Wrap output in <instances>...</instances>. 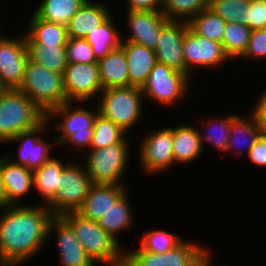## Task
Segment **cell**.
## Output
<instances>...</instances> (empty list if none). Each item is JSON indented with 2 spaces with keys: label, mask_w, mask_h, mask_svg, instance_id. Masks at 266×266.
I'll return each mask as SVG.
<instances>
[{
  "label": "cell",
  "mask_w": 266,
  "mask_h": 266,
  "mask_svg": "<svg viewBox=\"0 0 266 266\" xmlns=\"http://www.w3.org/2000/svg\"><path fill=\"white\" fill-rule=\"evenodd\" d=\"M0 214V266H22L50 239L48 225L54 215L43 203L9 205Z\"/></svg>",
  "instance_id": "6da1fadb"
},
{
  "label": "cell",
  "mask_w": 266,
  "mask_h": 266,
  "mask_svg": "<svg viewBox=\"0 0 266 266\" xmlns=\"http://www.w3.org/2000/svg\"><path fill=\"white\" fill-rule=\"evenodd\" d=\"M61 217L72 227L77 240L95 265H124L122 243L105 232L97 221L85 218L76 211L64 213Z\"/></svg>",
  "instance_id": "7a4b0ae2"
},
{
  "label": "cell",
  "mask_w": 266,
  "mask_h": 266,
  "mask_svg": "<svg viewBox=\"0 0 266 266\" xmlns=\"http://www.w3.org/2000/svg\"><path fill=\"white\" fill-rule=\"evenodd\" d=\"M94 102L96 108L93 111L88 108L86 109L84 105L79 106L80 102L77 104L76 102H67L53 108L47 114V119L51 122L50 124H52L54 118L56 120V117L61 119H58L57 123H55V130L58 131L55 133H59V136L55 137V141L59 146L66 145L70 146L72 150L78 148V151L83 149L85 152L87 147L89 149L94 135V119L99 113L96 101Z\"/></svg>",
  "instance_id": "3957f363"
},
{
  "label": "cell",
  "mask_w": 266,
  "mask_h": 266,
  "mask_svg": "<svg viewBox=\"0 0 266 266\" xmlns=\"http://www.w3.org/2000/svg\"><path fill=\"white\" fill-rule=\"evenodd\" d=\"M47 115L18 89H8L0 96V143L6 144L20 133L42 124Z\"/></svg>",
  "instance_id": "277c9868"
},
{
  "label": "cell",
  "mask_w": 266,
  "mask_h": 266,
  "mask_svg": "<svg viewBox=\"0 0 266 266\" xmlns=\"http://www.w3.org/2000/svg\"><path fill=\"white\" fill-rule=\"evenodd\" d=\"M17 89L25 93L46 115L53 108L68 102L62 74L48 70L29 59L25 65L22 83Z\"/></svg>",
  "instance_id": "5b68a950"
},
{
  "label": "cell",
  "mask_w": 266,
  "mask_h": 266,
  "mask_svg": "<svg viewBox=\"0 0 266 266\" xmlns=\"http://www.w3.org/2000/svg\"><path fill=\"white\" fill-rule=\"evenodd\" d=\"M95 99L98 112L127 134L143 117L144 96L139 87L103 89Z\"/></svg>",
  "instance_id": "8992f818"
},
{
  "label": "cell",
  "mask_w": 266,
  "mask_h": 266,
  "mask_svg": "<svg viewBox=\"0 0 266 266\" xmlns=\"http://www.w3.org/2000/svg\"><path fill=\"white\" fill-rule=\"evenodd\" d=\"M128 137L122 142L101 149H89L83 154L85 168L93 184H121L128 170L130 153ZM124 183V184H123Z\"/></svg>",
  "instance_id": "52a82bcc"
},
{
  "label": "cell",
  "mask_w": 266,
  "mask_h": 266,
  "mask_svg": "<svg viewBox=\"0 0 266 266\" xmlns=\"http://www.w3.org/2000/svg\"><path fill=\"white\" fill-rule=\"evenodd\" d=\"M190 80L186 73L157 62L141 89L144 98L162 106H172L183 101L190 92Z\"/></svg>",
  "instance_id": "ba28073f"
},
{
  "label": "cell",
  "mask_w": 266,
  "mask_h": 266,
  "mask_svg": "<svg viewBox=\"0 0 266 266\" xmlns=\"http://www.w3.org/2000/svg\"><path fill=\"white\" fill-rule=\"evenodd\" d=\"M92 185L85 165L73 159L61 173L60 190L46 207L54 216L74 212L84 202Z\"/></svg>",
  "instance_id": "9c48e42d"
},
{
  "label": "cell",
  "mask_w": 266,
  "mask_h": 266,
  "mask_svg": "<svg viewBox=\"0 0 266 266\" xmlns=\"http://www.w3.org/2000/svg\"><path fill=\"white\" fill-rule=\"evenodd\" d=\"M123 266H197L211 251L191 240H183L174 249L162 254L144 251L140 246L125 248Z\"/></svg>",
  "instance_id": "30bf717a"
},
{
  "label": "cell",
  "mask_w": 266,
  "mask_h": 266,
  "mask_svg": "<svg viewBox=\"0 0 266 266\" xmlns=\"http://www.w3.org/2000/svg\"><path fill=\"white\" fill-rule=\"evenodd\" d=\"M173 127H165L146 134L139 145V161L143 172L158 174L175 165L173 157Z\"/></svg>",
  "instance_id": "8fae6325"
},
{
  "label": "cell",
  "mask_w": 266,
  "mask_h": 266,
  "mask_svg": "<svg viewBox=\"0 0 266 266\" xmlns=\"http://www.w3.org/2000/svg\"><path fill=\"white\" fill-rule=\"evenodd\" d=\"M185 73L192 79V70L198 68L215 69L228 62L222 43L201 37L187 28L183 40Z\"/></svg>",
  "instance_id": "7c38bea8"
},
{
  "label": "cell",
  "mask_w": 266,
  "mask_h": 266,
  "mask_svg": "<svg viewBox=\"0 0 266 266\" xmlns=\"http://www.w3.org/2000/svg\"><path fill=\"white\" fill-rule=\"evenodd\" d=\"M62 76L68 102L86 103L103 90L97 63H67Z\"/></svg>",
  "instance_id": "4fadbf2b"
},
{
  "label": "cell",
  "mask_w": 266,
  "mask_h": 266,
  "mask_svg": "<svg viewBox=\"0 0 266 266\" xmlns=\"http://www.w3.org/2000/svg\"><path fill=\"white\" fill-rule=\"evenodd\" d=\"M50 122L46 119L42 124L36 128L20 133L13 140H9L8 143H20L19 149L16 154H8L7 157L14 163L21 166H25L31 170H34L51 159L50 148L55 146L56 141L54 139L53 144L48 142L49 140L43 137V133L47 132V128L50 127ZM42 136H41V135Z\"/></svg>",
  "instance_id": "5bb4252c"
},
{
  "label": "cell",
  "mask_w": 266,
  "mask_h": 266,
  "mask_svg": "<svg viewBox=\"0 0 266 266\" xmlns=\"http://www.w3.org/2000/svg\"><path fill=\"white\" fill-rule=\"evenodd\" d=\"M0 33V78L8 89H17L23 80L28 60L24 33L18 37H4Z\"/></svg>",
  "instance_id": "9a60e30c"
},
{
  "label": "cell",
  "mask_w": 266,
  "mask_h": 266,
  "mask_svg": "<svg viewBox=\"0 0 266 266\" xmlns=\"http://www.w3.org/2000/svg\"><path fill=\"white\" fill-rule=\"evenodd\" d=\"M130 34L122 41H129L155 50L161 29L170 21L162 12L132 11L125 14Z\"/></svg>",
  "instance_id": "2e32d148"
},
{
  "label": "cell",
  "mask_w": 266,
  "mask_h": 266,
  "mask_svg": "<svg viewBox=\"0 0 266 266\" xmlns=\"http://www.w3.org/2000/svg\"><path fill=\"white\" fill-rule=\"evenodd\" d=\"M187 28L186 21L170 20L161 29L154 50L157 62L185 73L183 40Z\"/></svg>",
  "instance_id": "e0dca14e"
},
{
  "label": "cell",
  "mask_w": 266,
  "mask_h": 266,
  "mask_svg": "<svg viewBox=\"0 0 266 266\" xmlns=\"http://www.w3.org/2000/svg\"><path fill=\"white\" fill-rule=\"evenodd\" d=\"M54 233L59 251L60 266H96L77 240L72 227L61 216H54L50 220L48 237Z\"/></svg>",
  "instance_id": "ac0fdd59"
},
{
  "label": "cell",
  "mask_w": 266,
  "mask_h": 266,
  "mask_svg": "<svg viewBox=\"0 0 266 266\" xmlns=\"http://www.w3.org/2000/svg\"><path fill=\"white\" fill-rule=\"evenodd\" d=\"M0 175L3 191L9 205H26L24 196L33 189L31 169L14 163L3 154L0 157ZM23 198V199H22Z\"/></svg>",
  "instance_id": "d6986e66"
},
{
  "label": "cell",
  "mask_w": 266,
  "mask_h": 266,
  "mask_svg": "<svg viewBox=\"0 0 266 266\" xmlns=\"http://www.w3.org/2000/svg\"><path fill=\"white\" fill-rule=\"evenodd\" d=\"M127 189L126 185L121 184H93L76 212L85 218L97 221Z\"/></svg>",
  "instance_id": "ffe728a7"
},
{
  "label": "cell",
  "mask_w": 266,
  "mask_h": 266,
  "mask_svg": "<svg viewBox=\"0 0 266 266\" xmlns=\"http://www.w3.org/2000/svg\"><path fill=\"white\" fill-rule=\"evenodd\" d=\"M106 5L87 0L70 19L67 25L68 38H85L89 32L106 22L113 15L109 5Z\"/></svg>",
  "instance_id": "44dd1931"
},
{
  "label": "cell",
  "mask_w": 266,
  "mask_h": 266,
  "mask_svg": "<svg viewBox=\"0 0 266 266\" xmlns=\"http://www.w3.org/2000/svg\"><path fill=\"white\" fill-rule=\"evenodd\" d=\"M121 47L128 64L129 86L142 88L157 63L155 51L129 41H121Z\"/></svg>",
  "instance_id": "7402d4cb"
},
{
  "label": "cell",
  "mask_w": 266,
  "mask_h": 266,
  "mask_svg": "<svg viewBox=\"0 0 266 266\" xmlns=\"http://www.w3.org/2000/svg\"><path fill=\"white\" fill-rule=\"evenodd\" d=\"M249 115L250 116L246 117L244 115L243 117L236 115L232 119L229 144L226 153L231 151L239 156H243L244 153L248 154L259 136L265 131L256 120L255 115L253 113H250Z\"/></svg>",
  "instance_id": "603a6c76"
},
{
  "label": "cell",
  "mask_w": 266,
  "mask_h": 266,
  "mask_svg": "<svg viewBox=\"0 0 266 266\" xmlns=\"http://www.w3.org/2000/svg\"><path fill=\"white\" fill-rule=\"evenodd\" d=\"M31 18V19H30ZM26 44H41L43 46H66L67 26L45 21L33 12L24 28Z\"/></svg>",
  "instance_id": "cb8c5ba5"
},
{
  "label": "cell",
  "mask_w": 266,
  "mask_h": 266,
  "mask_svg": "<svg viewBox=\"0 0 266 266\" xmlns=\"http://www.w3.org/2000/svg\"><path fill=\"white\" fill-rule=\"evenodd\" d=\"M172 149L175 165L195 162L204 151L199 129L188 124L174 126Z\"/></svg>",
  "instance_id": "d4e9b609"
},
{
  "label": "cell",
  "mask_w": 266,
  "mask_h": 266,
  "mask_svg": "<svg viewBox=\"0 0 266 266\" xmlns=\"http://www.w3.org/2000/svg\"><path fill=\"white\" fill-rule=\"evenodd\" d=\"M63 158L53 157L32 170L33 189L39 194L44 205H47L60 190L61 173L69 163H63Z\"/></svg>",
  "instance_id": "484cf974"
},
{
  "label": "cell",
  "mask_w": 266,
  "mask_h": 266,
  "mask_svg": "<svg viewBox=\"0 0 266 266\" xmlns=\"http://www.w3.org/2000/svg\"><path fill=\"white\" fill-rule=\"evenodd\" d=\"M97 64L103 89L129 87L128 64L121 46L98 60Z\"/></svg>",
  "instance_id": "4316f807"
},
{
  "label": "cell",
  "mask_w": 266,
  "mask_h": 266,
  "mask_svg": "<svg viewBox=\"0 0 266 266\" xmlns=\"http://www.w3.org/2000/svg\"><path fill=\"white\" fill-rule=\"evenodd\" d=\"M128 190L101 216L97 222L99 226L118 242L117 236L121 231L131 230L134 227V214L132 213Z\"/></svg>",
  "instance_id": "83f0119b"
},
{
  "label": "cell",
  "mask_w": 266,
  "mask_h": 266,
  "mask_svg": "<svg viewBox=\"0 0 266 266\" xmlns=\"http://www.w3.org/2000/svg\"><path fill=\"white\" fill-rule=\"evenodd\" d=\"M113 16L84 38L91 45L97 60L121 46V30L117 29Z\"/></svg>",
  "instance_id": "f1b7e54d"
},
{
  "label": "cell",
  "mask_w": 266,
  "mask_h": 266,
  "mask_svg": "<svg viewBox=\"0 0 266 266\" xmlns=\"http://www.w3.org/2000/svg\"><path fill=\"white\" fill-rule=\"evenodd\" d=\"M87 0H40L33 13L39 18L67 26L70 19Z\"/></svg>",
  "instance_id": "f546056e"
},
{
  "label": "cell",
  "mask_w": 266,
  "mask_h": 266,
  "mask_svg": "<svg viewBox=\"0 0 266 266\" xmlns=\"http://www.w3.org/2000/svg\"><path fill=\"white\" fill-rule=\"evenodd\" d=\"M26 46L29 60L48 70L63 74L67 66L66 46H43L41 44H26Z\"/></svg>",
  "instance_id": "4dcf8cb0"
},
{
  "label": "cell",
  "mask_w": 266,
  "mask_h": 266,
  "mask_svg": "<svg viewBox=\"0 0 266 266\" xmlns=\"http://www.w3.org/2000/svg\"><path fill=\"white\" fill-rule=\"evenodd\" d=\"M235 114L229 113L224 117H217L206 120V125H203L206 131L201 133L199 130V135L202 141L203 148L206 144H211L218 151L226 152L229 144L230 128L232 125V119Z\"/></svg>",
  "instance_id": "1f68e13d"
},
{
  "label": "cell",
  "mask_w": 266,
  "mask_h": 266,
  "mask_svg": "<svg viewBox=\"0 0 266 266\" xmlns=\"http://www.w3.org/2000/svg\"><path fill=\"white\" fill-rule=\"evenodd\" d=\"M187 23L188 27L197 35L221 43L227 22L207 8L192 17Z\"/></svg>",
  "instance_id": "d6a6232c"
},
{
  "label": "cell",
  "mask_w": 266,
  "mask_h": 266,
  "mask_svg": "<svg viewBox=\"0 0 266 266\" xmlns=\"http://www.w3.org/2000/svg\"><path fill=\"white\" fill-rule=\"evenodd\" d=\"M252 30L241 23H226L222 46L229 59L236 60L245 53Z\"/></svg>",
  "instance_id": "836d02e7"
},
{
  "label": "cell",
  "mask_w": 266,
  "mask_h": 266,
  "mask_svg": "<svg viewBox=\"0 0 266 266\" xmlns=\"http://www.w3.org/2000/svg\"><path fill=\"white\" fill-rule=\"evenodd\" d=\"M94 135L89 149H101L122 142L126 132L114 124L111 120L104 118L100 113L95 116L93 123Z\"/></svg>",
  "instance_id": "e575fe53"
},
{
  "label": "cell",
  "mask_w": 266,
  "mask_h": 266,
  "mask_svg": "<svg viewBox=\"0 0 266 266\" xmlns=\"http://www.w3.org/2000/svg\"><path fill=\"white\" fill-rule=\"evenodd\" d=\"M209 4L210 0H163L162 13L169 20L188 22Z\"/></svg>",
  "instance_id": "d590c367"
},
{
  "label": "cell",
  "mask_w": 266,
  "mask_h": 266,
  "mask_svg": "<svg viewBox=\"0 0 266 266\" xmlns=\"http://www.w3.org/2000/svg\"><path fill=\"white\" fill-rule=\"evenodd\" d=\"M250 0H210L209 8L227 23L236 22L248 26Z\"/></svg>",
  "instance_id": "8d00e7d4"
},
{
  "label": "cell",
  "mask_w": 266,
  "mask_h": 266,
  "mask_svg": "<svg viewBox=\"0 0 266 266\" xmlns=\"http://www.w3.org/2000/svg\"><path fill=\"white\" fill-rule=\"evenodd\" d=\"M140 239V247L151 253L162 254L178 246L184 238L163 230H148Z\"/></svg>",
  "instance_id": "74e56055"
},
{
  "label": "cell",
  "mask_w": 266,
  "mask_h": 266,
  "mask_svg": "<svg viewBox=\"0 0 266 266\" xmlns=\"http://www.w3.org/2000/svg\"><path fill=\"white\" fill-rule=\"evenodd\" d=\"M67 63H97L91 45L84 38H68L66 43Z\"/></svg>",
  "instance_id": "f35d334b"
},
{
  "label": "cell",
  "mask_w": 266,
  "mask_h": 266,
  "mask_svg": "<svg viewBox=\"0 0 266 266\" xmlns=\"http://www.w3.org/2000/svg\"><path fill=\"white\" fill-rule=\"evenodd\" d=\"M240 58H254L257 61L266 58V28L251 32L247 49Z\"/></svg>",
  "instance_id": "ab89813d"
},
{
  "label": "cell",
  "mask_w": 266,
  "mask_h": 266,
  "mask_svg": "<svg viewBox=\"0 0 266 266\" xmlns=\"http://www.w3.org/2000/svg\"><path fill=\"white\" fill-rule=\"evenodd\" d=\"M248 27L253 30L266 28V2L262 0L250 1L248 9Z\"/></svg>",
  "instance_id": "60d3db41"
},
{
  "label": "cell",
  "mask_w": 266,
  "mask_h": 266,
  "mask_svg": "<svg viewBox=\"0 0 266 266\" xmlns=\"http://www.w3.org/2000/svg\"><path fill=\"white\" fill-rule=\"evenodd\" d=\"M247 158L257 167H266V131L259 136L255 145L249 150Z\"/></svg>",
  "instance_id": "b9f144b4"
},
{
  "label": "cell",
  "mask_w": 266,
  "mask_h": 266,
  "mask_svg": "<svg viewBox=\"0 0 266 266\" xmlns=\"http://www.w3.org/2000/svg\"><path fill=\"white\" fill-rule=\"evenodd\" d=\"M125 4L132 11L162 12L163 8V0H125Z\"/></svg>",
  "instance_id": "7bdbcfd3"
},
{
  "label": "cell",
  "mask_w": 266,
  "mask_h": 266,
  "mask_svg": "<svg viewBox=\"0 0 266 266\" xmlns=\"http://www.w3.org/2000/svg\"><path fill=\"white\" fill-rule=\"evenodd\" d=\"M252 108L253 110L250 112L255 115L256 120L266 131V90L259 96V99H256L255 107Z\"/></svg>",
  "instance_id": "ee69618b"
},
{
  "label": "cell",
  "mask_w": 266,
  "mask_h": 266,
  "mask_svg": "<svg viewBox=\"0 0 266 266\" xmlns=\"http://www.w3.org/2000/svg\"><path fill=\"white\" fill-rule=\"evenodd\" d=\"M7 206H9V204L7 203V200H6L4 191H3L1 175H0V211H2Z\"/></svg>",
  "instance_id": "f6af8a7d"
},
{
  "label": "cell",
  "mask_w": 266,
  "mask_h": 266,
  "mask_svg": "<svg viewBox=\"0 0 266 266\" xmlns=\"http://www.w3.org/2000/svg\"><path fill=\"white\" fill-rule=\"evenodd\" d=\"M8 90L7 86L2 82L0 78V96Z\"/></svg>",
  "instance_id": "bcb514c9"
},
{
  "label": "cell",
  "mask_w": 266,
  "mask_h": 266,
  "mask_svg": "<svg viewBox=\"0 0 266 266\" xmlns=\"http://www.w3.org/2000/svg\"><path fill=\"white\" fill-rule=\"evenodd\" d=\"M197 266H208V255Z\"/></svg>",
  "instance_id": "7dc6e473"
},
{
  "label": "cell",
  "mask_w": 266,
  "mask_h": 266,
  "mask_svg": "<svg viewBox=\"0 0 266 266\" xmlns=\"http://www.w3.org/2000/svg\"><path fill=\"white\" fill-rule=\"evenodd\" d=\"M212 251L208 254V266H215V265H213L212 263H213V261H212Z\"/></svg>",
  "instance_id": "c3c4849f"
}]
</instances>
